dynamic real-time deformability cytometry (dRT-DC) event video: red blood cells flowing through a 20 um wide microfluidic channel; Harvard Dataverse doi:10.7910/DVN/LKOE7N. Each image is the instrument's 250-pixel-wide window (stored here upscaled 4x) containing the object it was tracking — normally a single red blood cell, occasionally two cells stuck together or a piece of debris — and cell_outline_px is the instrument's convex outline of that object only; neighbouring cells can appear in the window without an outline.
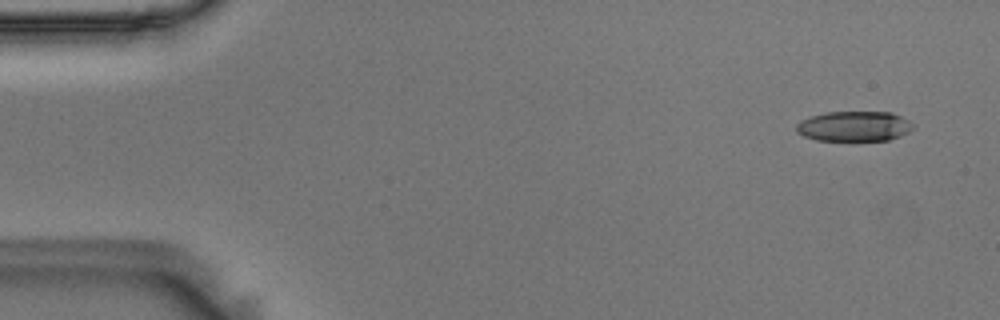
{"species": "Egyptian fruit bat (a non-hibernating species)", "species_latin": "Rousettus aegyptiacus", "temperature_condition": "room temperature", "stored_images_in_passage": 56, "camera_frame_rate_fps": 3000, "um_per_image_px": 0.085, "animal": {"sex": "male"}, "frame": {"image": 1, "passage_image": 3, "time_ms": 0.667, "image_size_px": [1000, 320], "cell_outline_px": [[916, 124], [908, 132], [900, 136], [888, 140], [816, 140], [804, 136], [796, 132], [796, 124], [800, 120], [808, 116], [824, 112], [892, 112]], "centroid_in_image_um": [72.58, 10.72], "position_along_channel_um": 12.4, "area_um2": 20.63}}
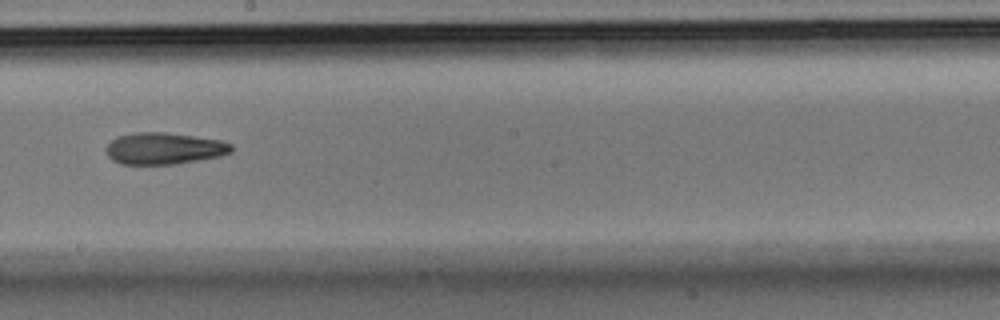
{"frame": {"image": 2, "passage_image": 31, "time_ms": 10.0, "image_size_px": [1000, 320], "cell_outline_px": [[232, 152], [220, 156], [176, 164], [120, 164], [112, 160], [104, 152], [104, 148], [116, 136], [136, 132], [164, 132], [220, 140], [232, 144]], "centroid_in_image_um": [13.9, 12.62], "position_along_channel_um": 234.3, "area_um2": 23.24}}
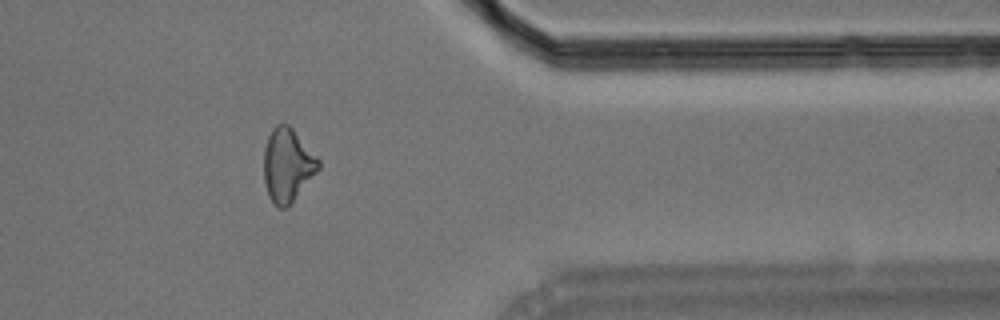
{"frame": {"image": 3, "passage_image": 45, "time_ms": 14.667, "image_size_px": [1000, 320], "cell_outline_px": [[320, 168], [288, 208], [276, 208], [268, 196], [264, 184], [264, 148], [268, 136], [272, 128], [276, 124], [288, 124], [292, 128], [320, 160]], "centroid_in_image_um": [24.42, 14.07], "position_along_channel_um": 387.0, "area_um2": 23.58}, "authors_computed_cell_mechanics": {"area_um2": 22.8888, "velocity_mm_per_s": 3.6093, "shape_relaxation_time_tau1_ms": null, "shape_relaxation_time_tau2_ms": 7.5208, "deformation_change_tau1": null, "deformation_change_tau2": 0.1958}}